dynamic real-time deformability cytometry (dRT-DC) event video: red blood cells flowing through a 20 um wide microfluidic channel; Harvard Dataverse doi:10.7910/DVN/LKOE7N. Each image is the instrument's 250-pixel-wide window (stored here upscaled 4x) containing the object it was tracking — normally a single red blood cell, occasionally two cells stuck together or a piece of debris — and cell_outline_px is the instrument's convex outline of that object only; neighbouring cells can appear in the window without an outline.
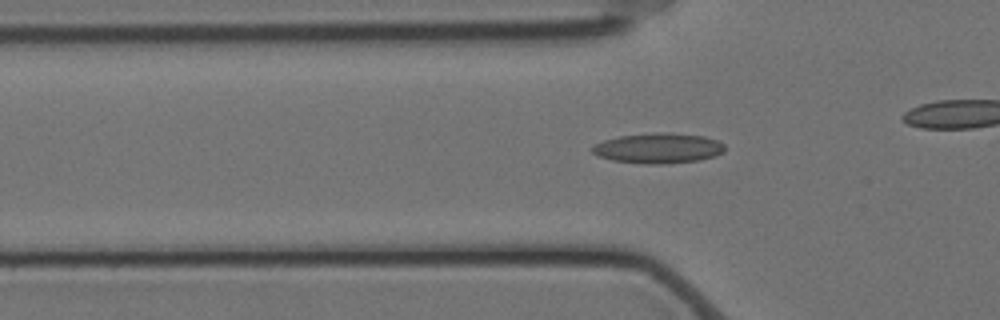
{"species": "Egyptian fruit bat (a non-hibernating species)", "species_latin": "Rousettus aegyptiacus", "temperature_condition": "cold", "stored_images_in_passage": 47, "camera_frame_rate_fps": 3000, "um_per_image_px": 0.085, "animal": {"sex": "female"}, "frame": {"image": 1, "passage_image": 19, "time_ms": 6.0, "image_size_px": [1000, 320], "cell_outline_px": [[724, 152], [716, 156], [700, 160], [668, 164], [644, 164], [612, 160], [600, 156], [592, 152], [592, 144], [604, 140], [620, 136], [652, 132], [664, 132], [704, 136], [716, 140], [724, 144]], "centroid_in_image_um": [55.96, 12.6], "position_along_channel_um": 69.8, "area_um2": 23.52}}
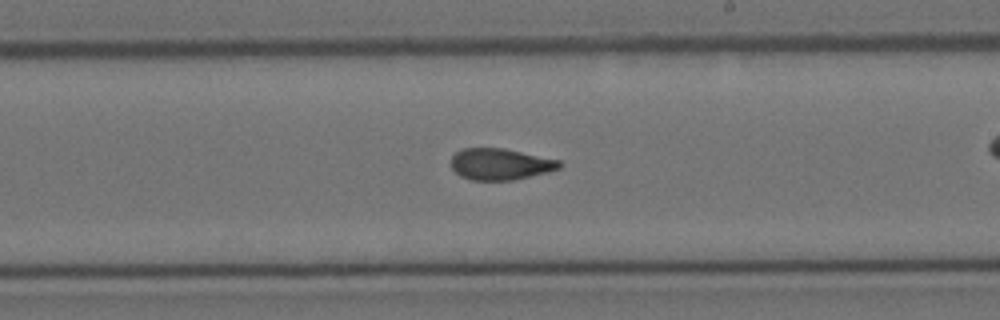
{"frame": {"image": 2, "passage_image": 34, "time_ms": 11.0, "image_size_px": [1000, 320], "cell_outline_px": [[564, 164], [560, 168], [548, 172], [512, 180], [472, 180], [460, 176], [452, 168], [452, 156], [456, 152], [464, 148], [504, 148], [560, 160]], "centroid_in_image_um": [42.55, 13.95], "position_along_channel_um": 246.5, "area_um2": 19.83}}
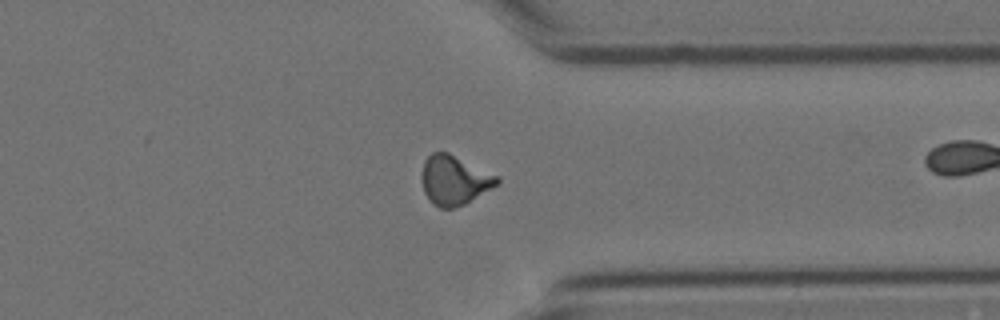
{"frame": {"image": 3, "passage_image": 45, "time_ms": 14.667, "image_size_px": [1000, 320], "cell_outline_px": [[500, 180], [496, 184], [464, 204], [452, 208], [440, 208], [432, 204], [424, 192], [420, 176], [424, 160], [432, 152], [448, 152], [500, 176]], "centroid_in_image_um": [38.57, 15.29], "position_along_channel_um": 372.8, "area_um2": 21.62}}